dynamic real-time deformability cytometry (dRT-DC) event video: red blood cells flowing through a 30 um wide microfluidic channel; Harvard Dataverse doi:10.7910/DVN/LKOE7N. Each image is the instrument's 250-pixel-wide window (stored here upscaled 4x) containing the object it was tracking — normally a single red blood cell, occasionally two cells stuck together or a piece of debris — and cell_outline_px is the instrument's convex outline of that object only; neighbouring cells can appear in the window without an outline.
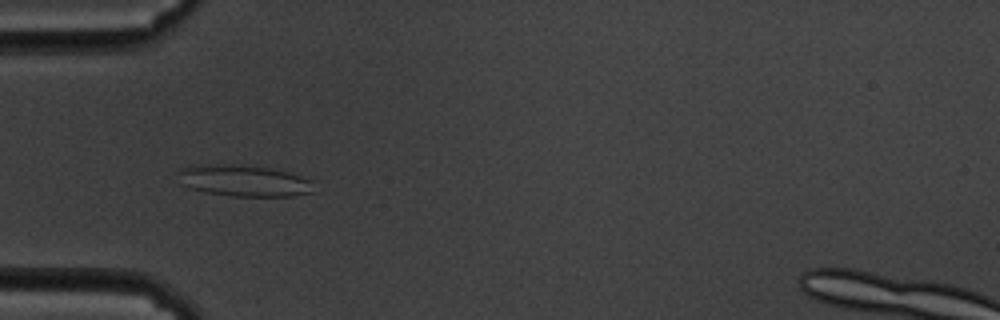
{"species": "common noctule bat (a hibernating species)", "species_latin": "Nyctalus noctula", "temperature_condition": "cold", "stored_images_in_passage": 42, "camera_frame_rate_fps": 3000, "um_per_image_px": 0.085, "animal": {"sex": "male", "body_mass_g": 19.5, "forearm_length_mm": 54.6}, "frame": {"image": 1, "passage_image": 2, "time_ms": 0.333, "image_size_px": [1000, 320], "cell_outline_px": [[312, 192], [292, 196], [232, 196], [208, 192], [192, 188], [180, 184], [180, 168], [220, 164], [264, 168], [288, 172], [312, 180]], "centroid_in_image_um": [20.76, 15.38], "position_along_channel_um": 64.2, "area_um2": 23.99}}
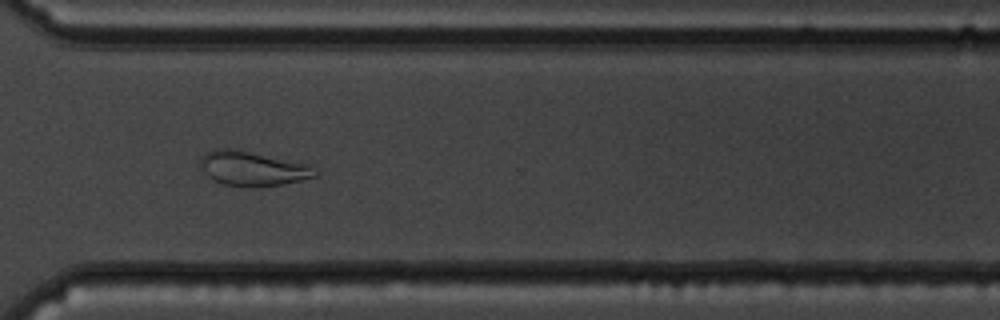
{"frame": {"image": 2, "passage_image": 27, "time_ms": 8.667, "image_size_px": [1000, 320], "cell_outline_px": [[320, 172], [316, 176], [284, 184], [252, 188], [224, 184], [212, 180], [200, 168], [200, 156], [216, 148], [236, 148], [312, 164]], "centroid_in_image_um": [21.51, 14.31], "position_along_channel_um": 349.1, "area_um2": 23.81}}
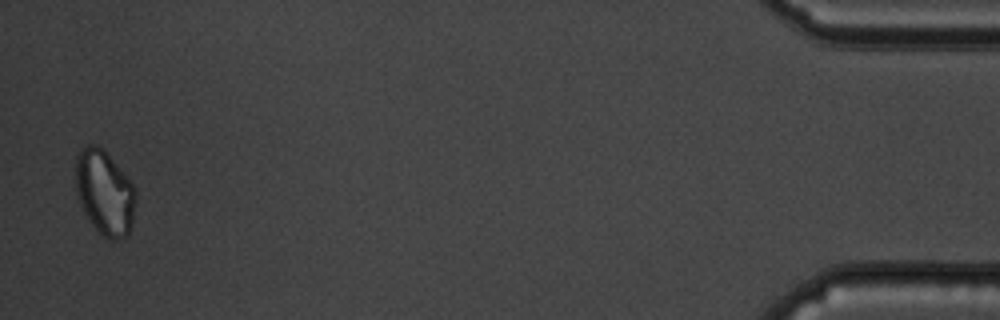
{"frame": {"image": 3, "passage_image": 41, "time_ms": 13.333, "image_size_px": [1000, 320], "cell_outline_px": [[136, 200], [132, 220], [128, 236], [120, 240], [108, 240], [92, 224], [84, 212], [80, 204], [76, 192], [76, 156], [80, 148], [84, 144], [96, 144], [104, 148], [136, 188]], "centroid_in_image_um": [8.89, 16.34], "position_along_channel_um": 426.3, "area_um2": 30.0}}